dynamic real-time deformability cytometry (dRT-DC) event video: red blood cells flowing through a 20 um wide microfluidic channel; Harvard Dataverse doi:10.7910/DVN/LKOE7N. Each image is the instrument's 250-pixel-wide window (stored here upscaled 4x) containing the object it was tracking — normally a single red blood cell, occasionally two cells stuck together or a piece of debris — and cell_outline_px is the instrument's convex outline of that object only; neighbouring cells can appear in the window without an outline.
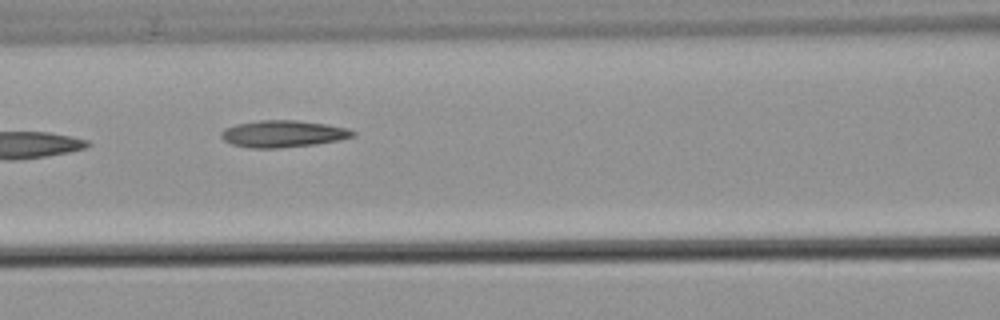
{"species": "common noctule bat (a hibernating species)", "species_latin": "Nyctalus noctula", "temperature_condition": "warm", "stored_images_in_passage": 7, "camera_frame_rate_fps": 3000, "um_per_image_px": 0.085, "animal": {"sex": "male", "body_mass_g": 21.5, "forearm_length_mm": 52.0}, "frame": {"image": 1, "passage_image": 3, "time_ms": 2.333, "image_size_px": [1000, 320], "cell_outline_px": [[356, 136], [340, 140], [316, 144], [280, 148], [248, 148], [232, 144], [224, 140], [220, 136], [220, 132], [224, 128], [236, 124], [260, 120], [296, 120], [328, 124], [348, 128], [356, 132]], "centroid_in_image_um": [24.07, 11.37], "position_along_channel_um": 142.5, "area_um2": 20.87}}